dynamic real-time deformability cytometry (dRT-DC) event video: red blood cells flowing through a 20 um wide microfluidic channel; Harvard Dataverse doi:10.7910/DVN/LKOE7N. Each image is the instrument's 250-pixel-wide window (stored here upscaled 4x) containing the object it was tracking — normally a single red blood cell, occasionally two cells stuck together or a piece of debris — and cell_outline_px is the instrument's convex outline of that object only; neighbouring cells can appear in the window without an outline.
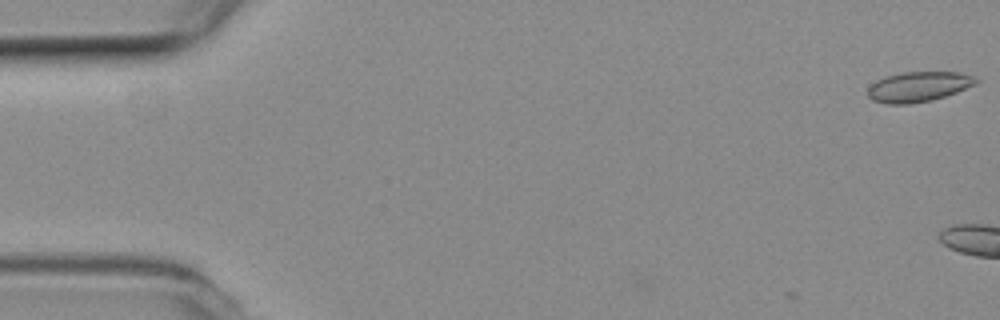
{"species": "common noctule bat (a hibernating species)", "species_latin": "Nyctalus noctula", "temperature_condition": "room temperature", "stored_images_in_passage": 3, "camera_frame_rate_fps": 3000, "um_per_image_px": 0.085, "animal": {"sex": "female", "body_mass_g": 19.3, "forearm_length_mm": 54.1}, "frame": {"image": 1, "passage_image": 1, "time_ms": 0.0, "image_size_px": [1000, 320], "cell_outline_px": [[980, 80], [976, 84], [956, 92], [932, 100], [908, 104], [888, 104], [872, 100], [868, 96], [868, 88], [876, 80], [888, 76], [904, 72], [956, 72], [972, 76]], "centroid_in_image_um": [78.06, 7.37], "position_along_channel_um": 6.9, "area_um2": 18.79}}